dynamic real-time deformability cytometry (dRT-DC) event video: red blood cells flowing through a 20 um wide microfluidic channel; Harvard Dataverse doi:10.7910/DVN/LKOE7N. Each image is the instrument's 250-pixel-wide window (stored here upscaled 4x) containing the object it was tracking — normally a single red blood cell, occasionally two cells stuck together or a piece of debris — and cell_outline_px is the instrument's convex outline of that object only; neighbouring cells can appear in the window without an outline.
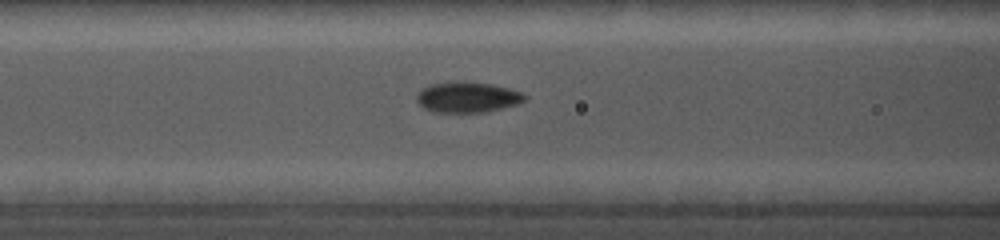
{"species": "common noctule bat (a hibernating species)", "species_latin": "Nyctalus noctula", "temperature_condition": "cold", "stored_images_in_passage": 45, "camera_frame_rate_fps": 5000, "um_per_image_px": 0.085, "animal": {"sex": "female", "body_mass_g": 19.0, "forearm_length_mm": 56.7}, "frame": {"image": 1, "passage_image": 19, "time_ms": 7.0, "image_size_px": [1000, 240], "cell_outline_px": [[528, 96], [524, 100], [516, 104], [484, 112], [432, 112], [424, 108], [416, 100], [416, 96], [424, 88], [432, 84], [456, 80], [464, 80], [492, 84], [508, 88], [520, 92]], "centroid_in_image_um": [39.72, 8.24], "position_along_channel_um": 126.9, "area_um2": 19.25}}
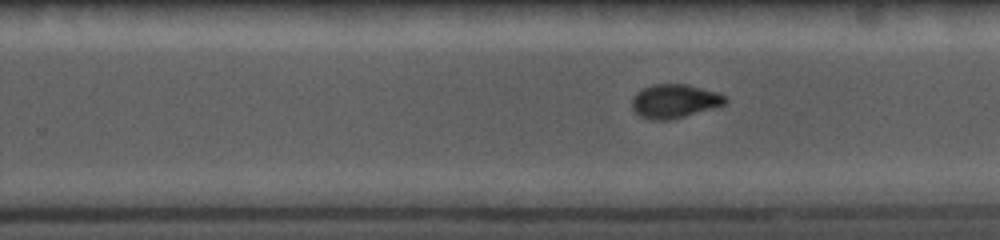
{"frame": {"image": 2, "passage_image": 31, "time_ms": 10.8, "image_size_px": [1000, 240], "cell_outline_px": [[728, 100], [724, 104], [712, 108], [684, 116], [668, 120], [652, 120], [640, 116], [632, 108], [632, 100], [636, 92], [652, 84], [688, 84], [716, 92], [728, 96]], "centroid_in_image_um": [57.33, 8.58], "position_along_channel_um": 272.5, "area_um2": 18.26}}
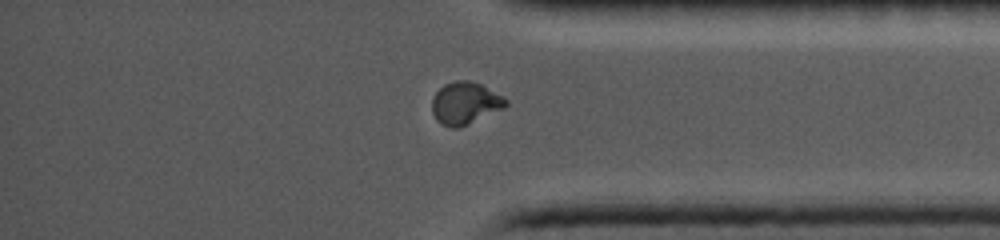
{"frame": {"image": 3, "passage_image": 41, "time_ms": 14.0, "image_size_px": [1000, 240], "cell_outline_px": [[508, 104], [504, 108], [456, 128], [452, 128], [436, 120], [432, 112], [432, 96], [444, 84], [456, 80], [468, 80], [480, 84], [504, 96], [508, 100]], "centroid_in_image_um": [39.53, 8.74], "position_along_channel_um": 395.7, "area_um2": 17.98}}